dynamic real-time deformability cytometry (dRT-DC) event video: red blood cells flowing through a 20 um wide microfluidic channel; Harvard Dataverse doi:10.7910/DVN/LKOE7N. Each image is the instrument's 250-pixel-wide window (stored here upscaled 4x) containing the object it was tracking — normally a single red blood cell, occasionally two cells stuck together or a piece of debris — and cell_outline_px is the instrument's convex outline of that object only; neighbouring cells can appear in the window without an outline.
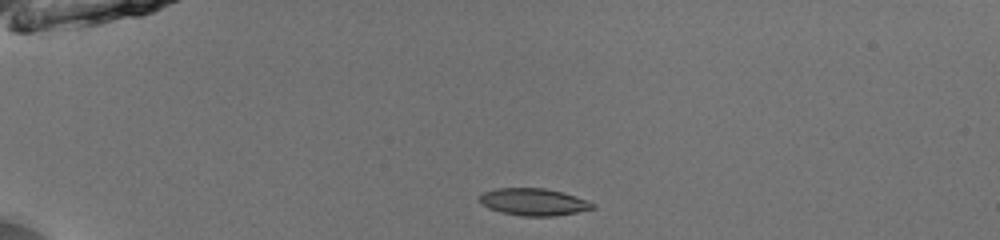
{"species": "common noctule bat (a hibernating species)", "species_latin": "Nyctalus noctula", "temperature_condition": "room temperature", "stored_images_in_passage": 39, "camera_frame_rate_fps": 3000, "um_per_image_px": 0.085, "animal": {"sex": "male", "body_mass_g": 13.0, "forearm_length_mm": 53.1}, "frame": {"image": 1, "passage_image": 1, "time_ms": 0.0, "image_size_px": [1000, 240], "cell_outline_px": [[596, 208], [556, 216], [524, 216], [500, 212], [488, 208], [480, 204], [480, 196], [484, 192], [496, 188], [544, 188], [564, 192], [588, 200], [596, 204]], "centroid_in_image_um": [45.39, 17.16], "position_along_channel_um": 39.6, "area_um2": 18.03}}
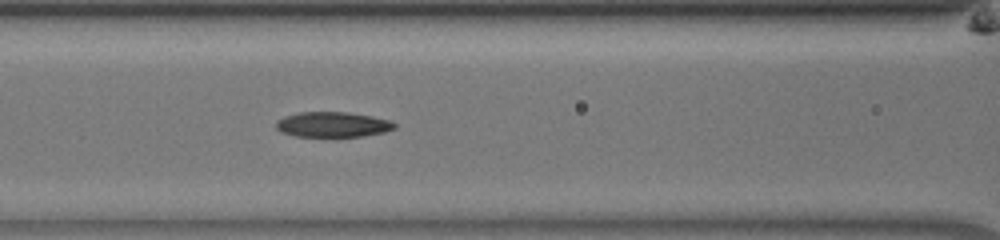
{"frame": {"image": 2, "passage_image": 12, "time_ms": 3.667, "image_size_px": [1000, 240], "cell_outline_px": [[396, 128], [384, 132], [364, 136], [296, 136], [280, 132], [276, 128], [276, 120], [284, 116], [300, 112], [348, 112], [372, 116], [388, 120], [396, 124]], "centroid_in_image_um": [28.26, 10.58], "position_along_channel_um": 138.3, "area_um2": 17.4}}
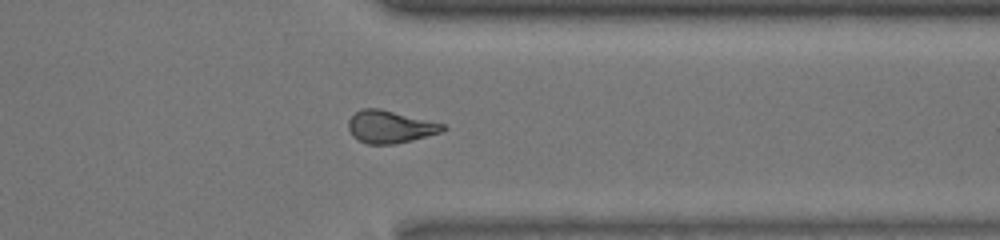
{"frame": {"image": 3, "passage_image": 30, "time_ms": 9.667, "image_size_px": [1000, 240], "cell_outline_px": [[448, 128], [444, 132], [412, 140], [392, 144], [368, 144], [352, 136], [348, 128], [348, 120], [356, 112], [364, 108], [380, 108], [444, 124]], "centroid_in_image_um": [33.18, 10.78], "position_along_channel_um": 378.2, "area_um2": 17.86}, "authors_computed_cell_mechanics": {"area_um2": 17.8024, "velocity_mm_per_s": 4.0004, "shape_relaxation_time_tau1_ms": 10.1239, "shape_relaxation_time_tau2_ms": 4.0558, "deformation_change_tau1": 0.2439, "deformation_change_tau2": 0.1108}}